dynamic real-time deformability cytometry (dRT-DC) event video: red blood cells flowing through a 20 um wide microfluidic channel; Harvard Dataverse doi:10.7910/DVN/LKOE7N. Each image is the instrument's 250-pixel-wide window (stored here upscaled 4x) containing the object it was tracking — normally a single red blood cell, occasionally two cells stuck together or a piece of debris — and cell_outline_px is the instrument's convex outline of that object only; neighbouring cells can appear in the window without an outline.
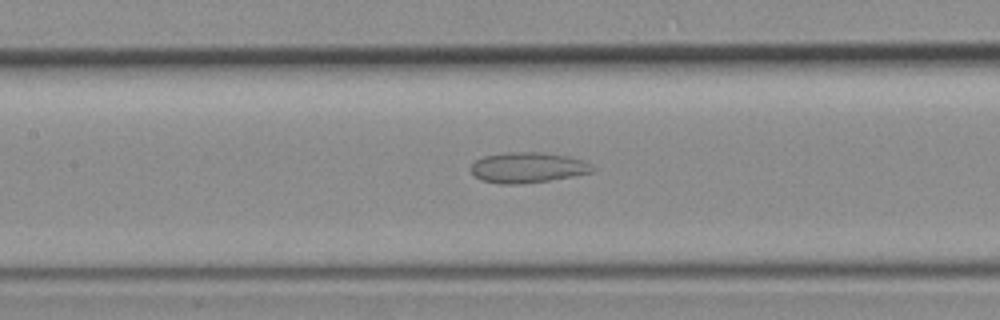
{"species": "common noctule bat (a hibernating species)", "species_latin": "Nyctalus noctula", "temperature_condition": "room temperature", "stored_images_in_passage": 28, "camera_frame_rate_fps": 3000, "um_per_image_px": 0.085, "animal": {"sex": "female", "body_mass_g": 19.3, "forearm_length_mm": 54.1}, "frame": {"image": 1, "passage_image": 7, "time_ms": 2.0, "image_size_px": [1000, 320], "cell_outline_px": [[596, 168], [592, 172], [572, 176], [548, 180], [520, 184], [500, 184], [480, 180], [468, 168], [476, 160], [484, 156], [504, 152], [540, 152], [568, 156], [584, 160], [592, 164]], "centroid_in_image_um": [44.85, 14.23], "position_along_channel_um": 162.6, "area_um2": 21.73}}
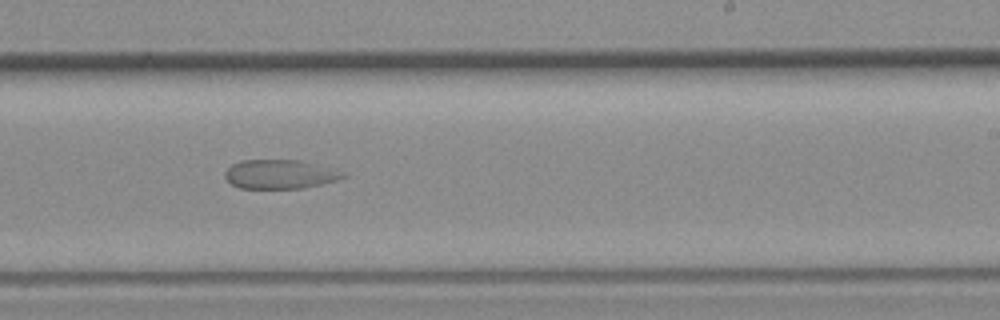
{"frame": {"image": 2, "passage_image": 13, "time_ms": 4.0, "image_size_px": [1000, 320], "cell_outline_px": [[348, 176], [336, 180], [304, 188], [240, 188], [232, 184], [224, 176], [224, 172], [232, 164], [240, 160], [300, 160], [348, 172]], "centroid_in_image_um": [23.82, 14.8], "position_along_channel_um": 265.2, "area_um2": 20.06}}
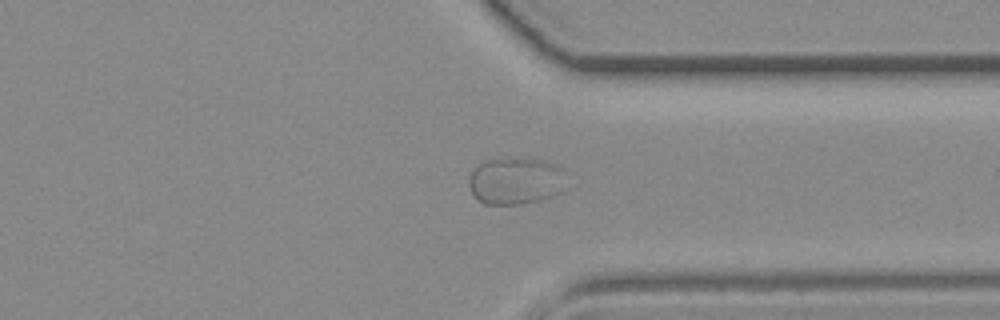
{"frame": {"image": 3, "passage_image": 19, "time_ms": 6.0, "image_size_px": [1000, 320], "cell_outline_px": [[564, 192], [552, 196], [520, 204], [484, 204], [472, 192], [468, 184], [468, 176], [484, 160], [544, 160], [556, 164], [560, 168]], "centroid_in_image_um": [43.8, 15.4], "position_along_channel_um": 367.6, "area_um2": 25.89}}